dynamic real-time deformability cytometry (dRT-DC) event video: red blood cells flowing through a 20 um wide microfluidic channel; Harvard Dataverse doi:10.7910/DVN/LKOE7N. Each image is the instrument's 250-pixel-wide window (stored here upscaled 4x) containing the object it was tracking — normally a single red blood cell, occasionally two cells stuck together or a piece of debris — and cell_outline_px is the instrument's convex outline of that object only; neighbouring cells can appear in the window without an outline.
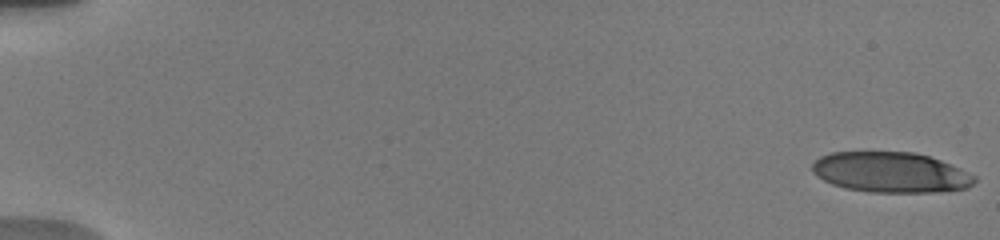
{"species": "human", "species_latin": "Homo sapiens", "temperature_condition": "warm", "stored_images_in_passage": 40, "camera_frame_rate_fps": 3000, "um_per_image_px": 0.085, "donor": {"sex": "male"}, "frame": {"image": 1, "passage_image": 1, "time_ms": 0.0, "image_size_px": [1000, 240], "cell_outline_px": [[976, 180], [968, 188], [936, 192], [868, 192], [844, 188], [832, 184], [816, 176], [812, 172], [812, 164], [820, 156], [832, 152], [916, 152], [940, 160], [960, 168], [976, 176]], "centroid_in_image_um": [75.7, 14.65], "position_along_channel_um": 9.3, "area_um2": 38.32}}
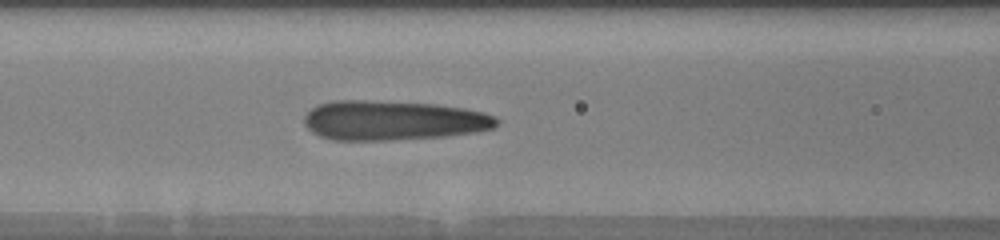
{"frame": {"image": 2, "passage_image": 18, "time_ms": 8.0, "image_size_px": [1000, 240], "cell_outline_px": [[500, 124], [492, 128], [472, 132], [444, 136], [388, 140], [332, 140], [320, 136], [312, 132], [304, 124], [304, 116], [316, 104], [332, 100], [364, 100], [436, 104], [464, 108], [484, 112], [496, 116], [500, 120]], "centroid_in_image_um": [33.4, 10.23], "position_along_channel_um": 133.2, "area_um2": 44.62}}
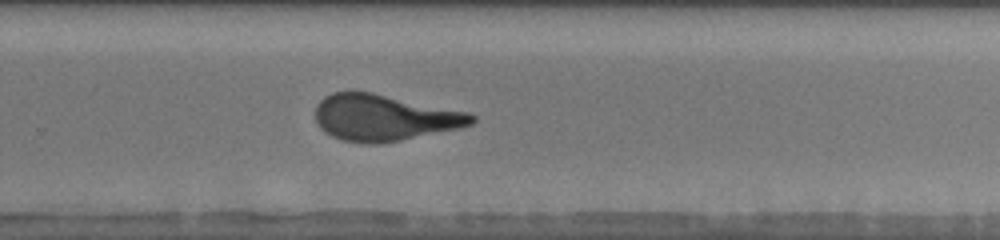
{"frame": {"image": 3, "passage_image": 29, "time_ms": 12.333, "image_size_px": [1000, 240], "cell_outline_px": [[476, 120], [472, 124], [460, 128], [380, 144], [364, 144], [344, 140], [332, 136], [324, 132], [320, 128], [316, 120], [316, 104], [324, 96], [332, 92], [352, 88], [372, 92], [468, 112], [476, 116]], "centroid_in_image_um": [32.61, 9.97], "position_along_channel_um": 297.2, "area_um2": 42.71}, "authors_computed_cell_mechanics": {"area_um2": 42.5986, "velocity_mm_per_s": 3.7985, "shape_relaxation_time_tau1_ms": 7.3294, "shape_relaxation_time_tau2_ms": 0.9952, "deformation_change_tau1": 0.2756, "deformation_change_tau2": 0.1019}}